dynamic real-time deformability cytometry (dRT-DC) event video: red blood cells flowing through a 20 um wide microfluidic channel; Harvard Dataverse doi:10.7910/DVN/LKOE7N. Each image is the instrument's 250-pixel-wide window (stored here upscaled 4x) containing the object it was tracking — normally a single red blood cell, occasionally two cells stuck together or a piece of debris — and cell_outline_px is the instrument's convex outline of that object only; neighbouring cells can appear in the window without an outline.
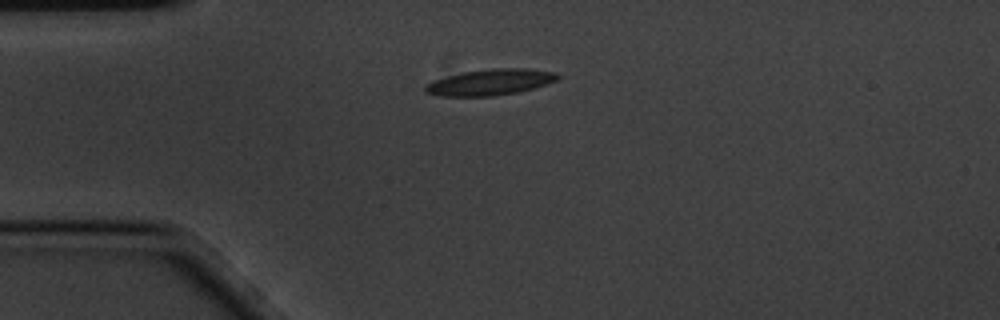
{"species": "common noctule bat (a hibernating species)", "species_latin": "Nyctalus noctula", "temperature_condition": "cold", "stored_images_in_passage": 8, "camera_frame_rate_fps": 3000, "um_per_image_px": 0.085, "animal": {"sex": "male", "body_mass_g": 20.1, "forearm_length_mm": 53.5}, "frame": {"image": 1, "passage_image": 1, "time_ms": 0.0, "image_size_px": [1000, 320], "cell_outline_px": [[560, 76], [556, 80], [548, 84], [520, 92], [492, 96], [440, 96], [424, 92], [424, 88], [432, 80], [464, 72], [492, 68], [528, 68], [556, 72]], "centroid_in_image_um": [41.7, 6.98], "position_along_channel_um": 43.3, "area_um2": 20.17}}
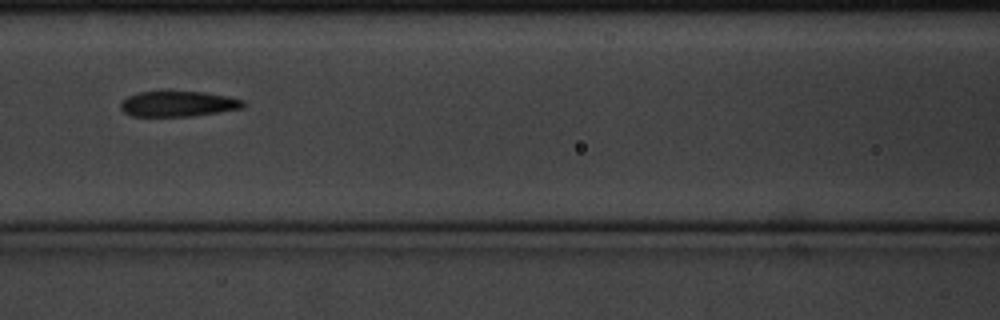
{"frame": {"image": 2, "passage_image": 4, "time_ms": 1.0, "image_size_px": [1000, 320], "cell_outline_px": [[244, 108], [192, 116], [132, 116], [124, 112], [120, 108], [120, 104], [128, 96], [140, 92], [204, 92], [228, 96], [244, 100]], "centroid_in_image_um": [15.16, 8.83], "position_along_channel_um": 151.4, "area_um2": 18.03}}
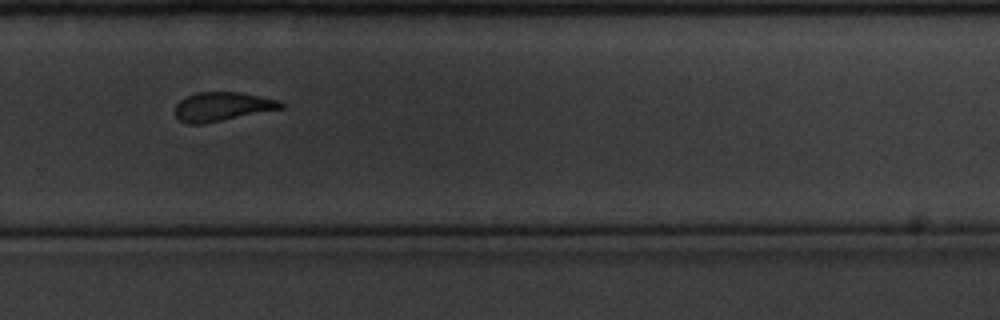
{"frame": {"image": 3, "passage_image": 8, "time_ms": 2.333, "image_size_px": [1000, 320], "cell_outline_px": [[284, 108], [204, 124], [188, 124], [180, 120], [176, 116], [176, 104], [180, 100], [196, 92], [240, 92], [280, 100], [284, 104]], "centroid_in_image_um": [18.91, 9.06], "position_along_channel_um": 310.9, "area_um2": 17.86}}